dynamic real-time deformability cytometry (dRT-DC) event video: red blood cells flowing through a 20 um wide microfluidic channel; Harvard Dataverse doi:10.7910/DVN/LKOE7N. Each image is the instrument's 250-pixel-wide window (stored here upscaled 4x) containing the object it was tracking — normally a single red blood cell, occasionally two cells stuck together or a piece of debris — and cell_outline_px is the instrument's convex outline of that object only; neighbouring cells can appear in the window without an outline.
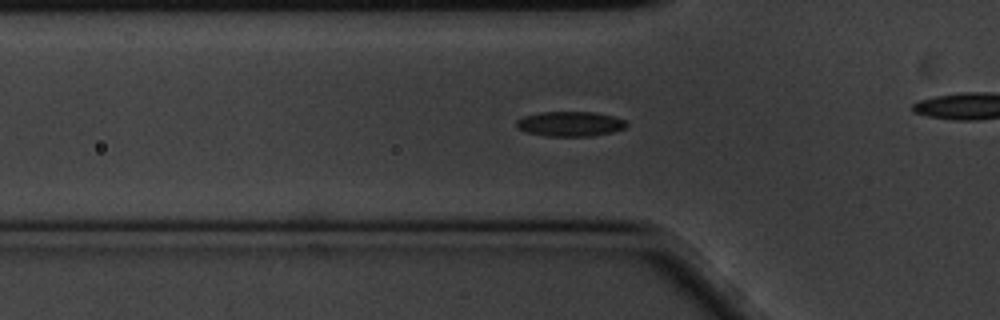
{"species": "common noctule bat (a hibernating species)", "species_latin": "Nyctalus noctula", "temperature_condition": "cold", "stored_images_in_passage": 46, "camera_frame_rate_fps": 3000, "um_per_image_px": 0.085, "animal": {"sex": "male", "body_mass_g": 20.1, "forearm_length_mm": 53.5}, "frame": {"image": 1, "passage_image": 18, "time_ms": 5.667, "image_size_px": [1000, 320], "cell_outline_px": [[628, 124], [624, 128], [612, 132], [592, 136], [548, 136], [524, 132], [516, 128], [516, 120], [524, 116], [540, 112], [596, 112], [612, 116], [624, 120]], "centroid_in_image_um": [48.42, 10.53], "position_along_channel_um": 77.4, "area_um2": 16.01}}
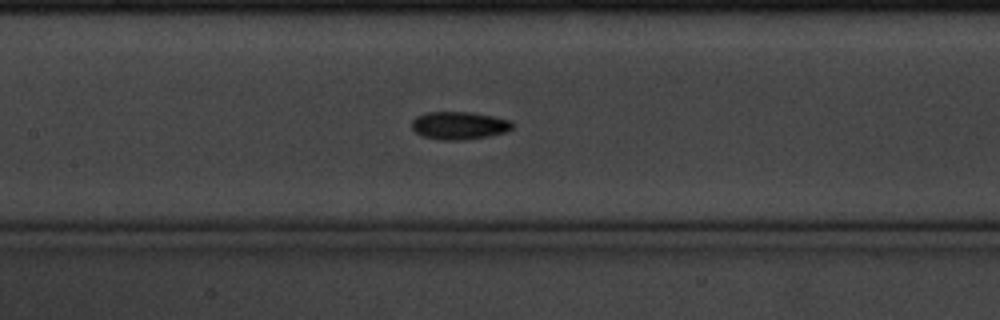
{"frame": {"image": 2, "passage_image": 26, "time_ms": 8.333, "image_size_px": [1000, 320], "cell_outline_px": [[512, 128], [504, 132], [488, 136], [464, 140], [440, 140], [424, 136], [416, 132], [412, 128], [412, 120], [416, 116], [428, 112], [472, 112], [512, 120]], "centroid_in_image_um": [39.02, 10.66], "position_along_channel_um": 168.4, "area_um2": 16.24}}
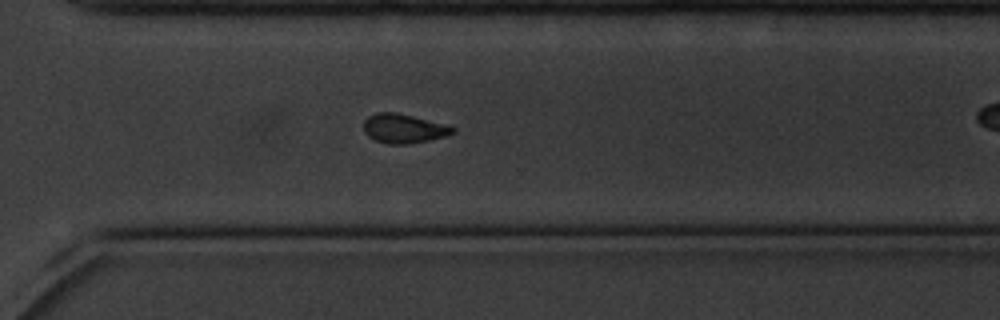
{"frame": {"image": 3, "passage_image": 41, "time_ms": 13.333, "image_size_px": [1000, 320], "cell_outline_px": [[456, 132], [444, 136], [428, 140], [408, 144], [388, 144], [376, 140], [368, 136], [364, 132], [364, 120], [368, 116], [376, 112], [396, 112], [412, 116], [456, 128]], "centroid_in_image_um": [34.26, 10.92], "position_along_channel_um": 336.3, "area_um2": 14.91}}